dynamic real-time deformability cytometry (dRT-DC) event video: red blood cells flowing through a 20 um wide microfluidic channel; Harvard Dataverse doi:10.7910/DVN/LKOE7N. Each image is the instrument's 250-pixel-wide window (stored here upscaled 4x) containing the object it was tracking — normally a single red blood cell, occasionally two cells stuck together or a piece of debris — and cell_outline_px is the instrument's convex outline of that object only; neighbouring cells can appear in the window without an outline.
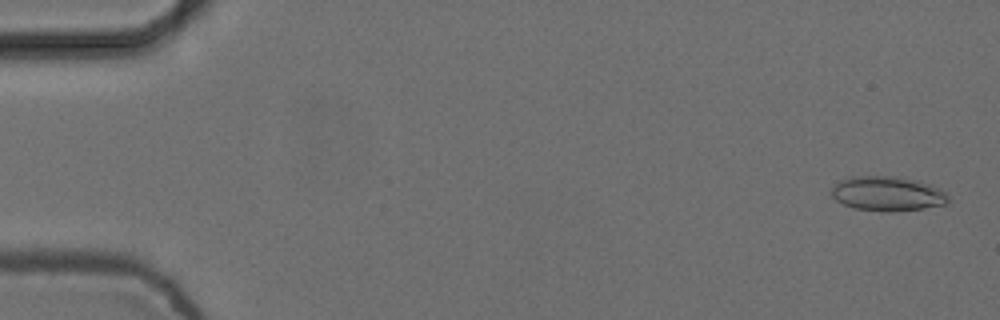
{"species": "common noctule bat (a hibernating species)", "species_latin": "Nyctalus noctula", "temperature_condition": "cold", "stored_images_in_passage": 6, "camera_frame_rate_fps": 3000, "um_per_image_px": 0.085, "animal": {"sex": "female", "body_mass_g": 24.6, "forearm_length_mm": 56.2}, "frame": {"image": 1, "passage_image": 1, "time_ms": 0.0, "image_size_px": [1000, 320], "cell_outline_px": [[948, 204], [924, 208], [892, 212], [884, 212], [856, 208], [844, 204], [836, 200], [832, 196], [832, 188], [840, 180], [852, 176], [896, 176], [916, 180], [928, 184], [944, 192], [948, 196]], "centroid_in_image_um": [75.43, 16.47], "position_along_channel_um": 9.6, "area_um2": 23.41}}
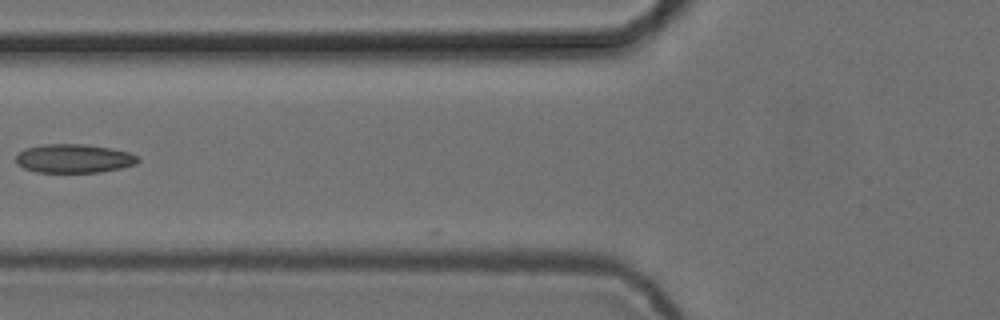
{"frame": {"image": 2, "passage_image": 6, "time_ms": 1.667, "image_size_px": [1000, 320], "cell_outline_px": [[140, 160], [136, 164], [120, 168], [100, 172], [36, 172], [24, 168], [16, 164], [16, 156], [24, 148], [44, 144], [84, 144], [108, 148], [128, 152], [136, 156]], "centroid_in_image_um": [6.25, 13.47], "position_along_channel_um": 119.6, "area_um2": 20.35}}